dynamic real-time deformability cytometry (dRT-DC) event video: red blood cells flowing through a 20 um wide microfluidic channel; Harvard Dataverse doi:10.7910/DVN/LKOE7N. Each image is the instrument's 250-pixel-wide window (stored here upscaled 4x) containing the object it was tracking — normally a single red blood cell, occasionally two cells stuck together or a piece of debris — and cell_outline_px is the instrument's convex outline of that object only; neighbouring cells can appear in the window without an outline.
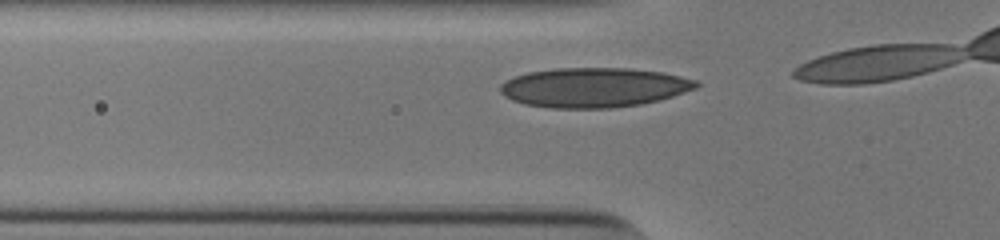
{"species": "human", "species_latin": "Homo sapiens", "temperature_condition": "cold", "stored_images_in_passage": 7, "camera_frame_rate_fps": 3000, "um_per_image_px": 0.085, "donor": {"sex": "male"}, "frame": {"image": 1, "passage_image": 2, "time_ms": 0.333, "image_size_px": [1000, 240], "cell_outline_px": [[700, 84], [696, 88], [672, 96], [640, 104], [608, 108], [552, 108], [524, 104], [512, 100], [504, 96], [500, 92], [500, 84], [516, 76], [528, 72], [556, 68], [628, 68], [660, 72], [680, 76], [696, 80]], "centroid_in_image_um": [50.45, 7.43], "position_along_channel_um": 75.3, "area_um2": 44.97}}
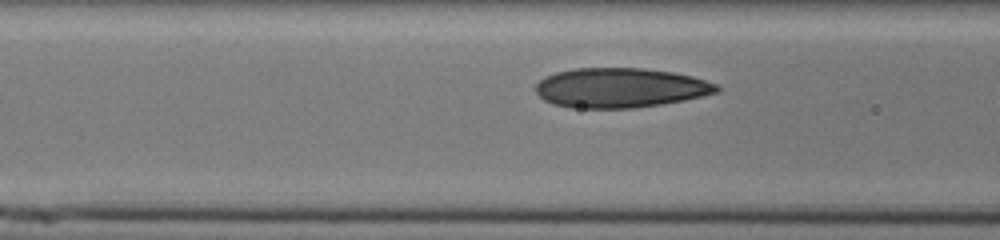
{"frame": {"image": 2, "passage_image": 5, "time_ms": 1.333, "image_size_px": [1000, 240], "cell_outline_px": [[720, 92], [684, 100], [660, 104], [632, 108], [572, 108], [552, 104], [544, 100], [536, 92], [536, 84], [544, 76], [556, 72], [572, 68], [644, 68], [672, 72], [692, 76], [716, 84], [720, 88]], "centroid_in_image_um": [52.7, 7.46], "position_along_channel_um": 113.9, "area_um2": 41.96}}